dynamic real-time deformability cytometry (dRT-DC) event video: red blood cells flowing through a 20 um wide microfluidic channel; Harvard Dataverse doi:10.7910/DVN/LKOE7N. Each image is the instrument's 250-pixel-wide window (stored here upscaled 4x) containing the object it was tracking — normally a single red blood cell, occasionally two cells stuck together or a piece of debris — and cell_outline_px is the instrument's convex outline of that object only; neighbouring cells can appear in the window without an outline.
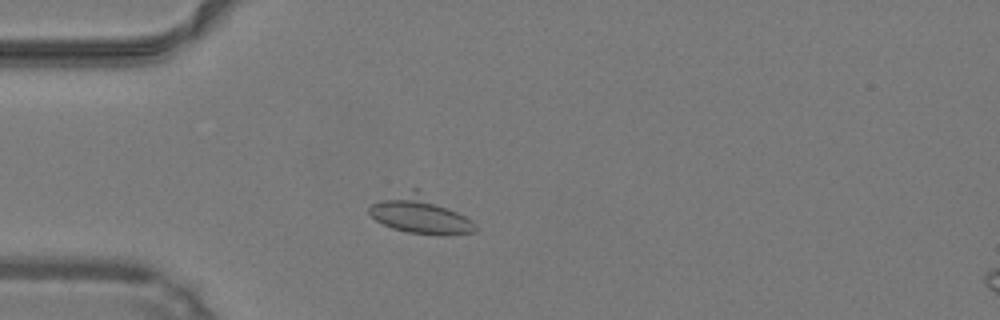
{"species": "common noctule bat (a hibernating species)", "species_latin": "Nyctalus noctula", "temperature_condition": "warm", "stored_images_in_passage": 44, "camera_frame_rate_fps": 3000, "um_per_image_px": 0.085, "animal": {"sex": "male", "body_mass_g": 19.2, "forearm_length_mm": 51.8}, "frame": {"image": 1, "passage_image": 9, "time_ms": 2.667, "image_size_px": [1000, 320], "cell_outline_px": [[476, 232], [444, 236], [408, 232], [392, 228], [376, 220], [368, 212], [368, 208], [372, 204], [412, 188], [420, 188], [472, 220], [476, 228]], "centroid_in_image_um": [35.76, 18.24], "position_along_channel_um": 49.2, "area_um2": 23.35}}
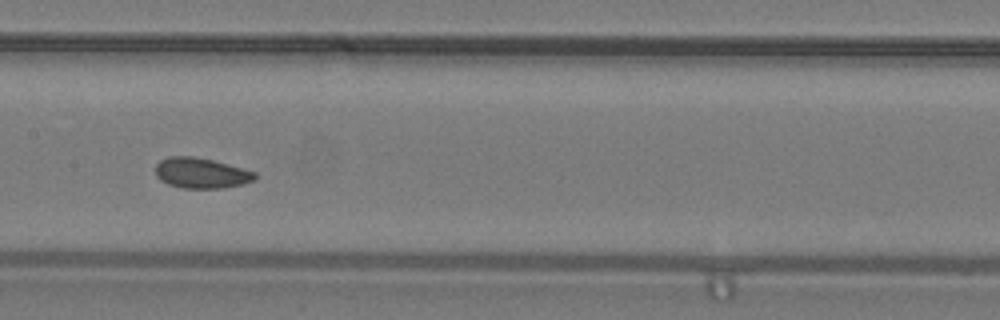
{"frame": {"image": 2, "passage_image": 20, "time_ms": 6.333, "image_size_px": [1000, 320], "cell_outline_px": [[256, 180], [244, 184], [224, 188], [184, 188], [168, 184], [160, 180], [156, 176], [156, 164], [160, 160], [168, 156], [192, 156], [212, 160], [256, 172]], "centroid_in_image_um": [17.1, 14.71], "position_along_channel_um": 190.3, "area_um2": 17.69}}
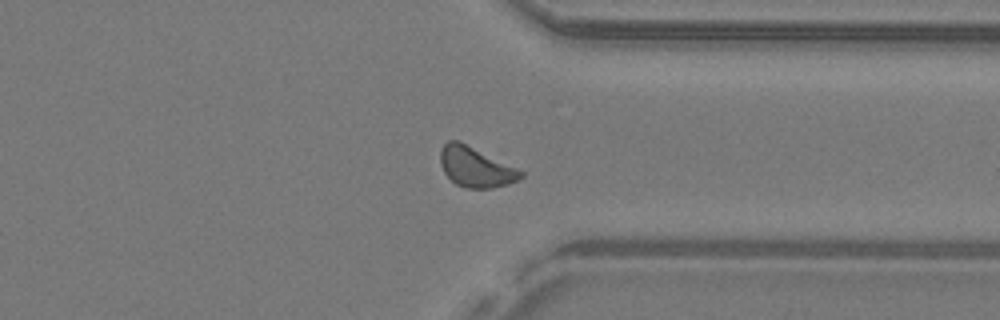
{"frame": {"image": 3, "passage_image": 33, "time_ms": 10.667, "image_size_px": [1000, 320], "cell_outline_px": [[524, 176], [520, 180], [508, 184], [492, 188], [468, 188], [456, 184], [444, 172], [440, 164], [440, 148], [448, 140], [460, 140], [524, 172]], "centroid_in_image_um": [40.42, 14.18], "position_along_channel_um": 371.0, "area_um2": 18.84}, "authors_computed_cell_mechanics": {"area_um2": 18.3226, "velocity_mm_per_s": 4.2138, "shape_relaxation_time_tau1_ms": null, "shape_relaxation_time_tau2_ms": 10.424, "deformation_change_tau1": null, "deformation_change_tau2": 0.1576}}